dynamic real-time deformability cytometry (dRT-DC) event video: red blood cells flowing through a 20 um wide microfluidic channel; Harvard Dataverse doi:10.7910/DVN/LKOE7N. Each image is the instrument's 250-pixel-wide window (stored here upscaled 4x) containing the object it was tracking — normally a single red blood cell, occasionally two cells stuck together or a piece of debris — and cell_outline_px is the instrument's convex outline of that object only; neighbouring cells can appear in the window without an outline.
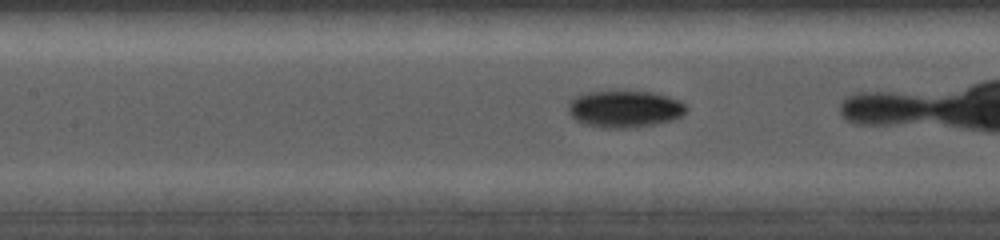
{"species": "common noctule bat (a hibernating species)", "species_latin": "Nyctalus noctula", "temperature_condition": "cold", "stored_images_in_passage": 17, "camera_frame_rate_fps": 5000, "um_per_image_px": 0.085, "animal": {"sex": "female", "body_mass_g": 19.0, "forearm_length_mm": 56.7}, "frame": {"image": 1, "passage_image": 6, "time_ms": 1.8, "image_size_px": [1000, 240], "cell_outline_px": [[688, 108], [680, 116], [672, 120], [652, 124], [624, 128], [600, 128], [584, 124], [576, 120], [568, 112], [568, 104], [576, 96], [592, 92], [652, 92], [680, 100], [688, 104]], "centroid_in_image_um": [53.1, 9.27], "position_along_channel_um": 154.3, "area_um2": 25.09}}